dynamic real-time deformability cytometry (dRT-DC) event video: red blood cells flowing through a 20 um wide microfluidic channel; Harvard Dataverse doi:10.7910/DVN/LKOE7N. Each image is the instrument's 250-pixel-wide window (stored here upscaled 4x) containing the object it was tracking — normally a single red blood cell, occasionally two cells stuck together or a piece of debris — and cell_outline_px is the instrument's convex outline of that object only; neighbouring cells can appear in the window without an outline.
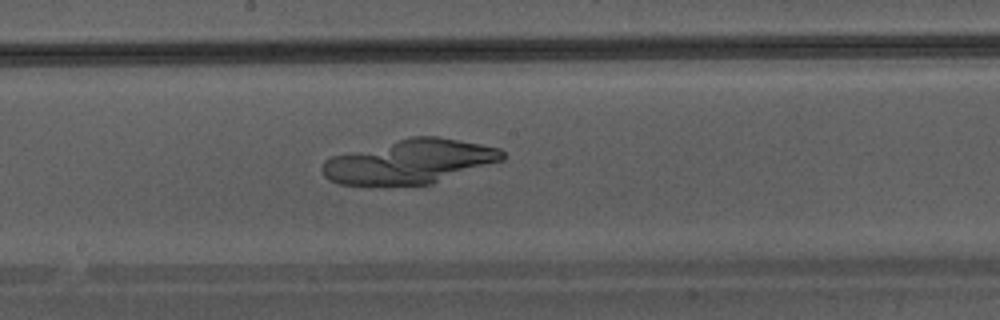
{"species": "Egyptian fruit bat (a non-hibernating species)", "species_latin": "Rousettus aegyptiacus", "temperature_condition": "warm", "stored_images_in_passage": 32, "camera_frame_rate_fps": 3000, "um_per_image_px": 0.085, "animal": {"sex": "male"}, "frame": {"image": 1, "passage_image": 14, "time_ms": 4.333, "image_size_px": [1000, 320], "cell_outline_px": [[504, 160], [432, 184], [340, 184], [328, 180], [324, 176], [320, 168], [324, 160], [332, 156], [412, 136], [436, 136], [480, 144], [500, 148], [504, 152]], "centroid_in_image_um": [34.85, 13.73], "position_along_channel_um": 213.4, "area_um2": 45.89}}